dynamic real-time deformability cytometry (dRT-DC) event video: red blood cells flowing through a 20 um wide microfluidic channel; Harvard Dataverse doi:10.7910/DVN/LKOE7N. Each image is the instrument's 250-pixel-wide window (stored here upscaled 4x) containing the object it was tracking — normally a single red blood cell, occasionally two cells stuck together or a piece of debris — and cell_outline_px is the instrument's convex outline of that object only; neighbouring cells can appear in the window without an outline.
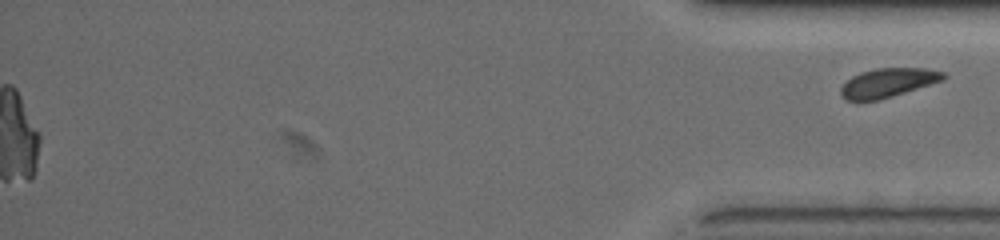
{"species": "common noctule bat (a hibernating species)", "species_latin": "Nyctalus noctula", "temperature_condition": "warm", "stored_images_in_passage": 61, "segment_of_instrument_passage": [2, 2], "camera_frame_rate_fps": 3000, "um_per_image_px": 0.085, "animal": {"sex": "female", "body_mass_g": 19.5, "forearm_length_mm": 54.1}, "frame": {"image": 1, "passage_image": 61, "time_ms": 20.0, "image_size_px": [1000, 240], "cell_outline_px": [[948, 76], [944, 80], [880, 100], [848, 100], [840, 92], [840, 88], [852, 76], [860, 72], [876, 68], [924, 68], [944, 72]], "centroid_in_image_um": [75.52, 7.02], "position_along_channel_um": 359.7, "area_um2": 17.22}}